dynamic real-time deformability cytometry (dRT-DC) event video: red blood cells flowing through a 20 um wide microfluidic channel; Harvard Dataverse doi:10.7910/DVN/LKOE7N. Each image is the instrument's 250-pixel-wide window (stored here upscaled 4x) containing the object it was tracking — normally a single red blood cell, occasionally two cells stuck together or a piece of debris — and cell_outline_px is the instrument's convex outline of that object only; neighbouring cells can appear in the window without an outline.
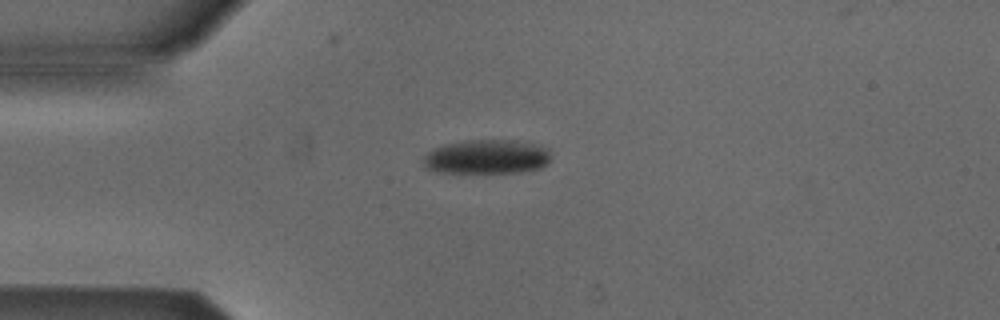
{"species": "Egyptian fruit bat (a non-hibernating species)", "species_latin": "Rousettus aegyptiacus", "temperature_condition": "cold", "stored_images_in_passage": 2, "camera_frame_rate_fps": 3000, "um_per_image_px": 0.085, "animal": {"sex": "male"}, "frame": {"image": 1, "passage_image": 1, "time_ms": 0.0, "image_size_px": [1000, 320], "cell_outline_px": [[548, 160], [540, 168], [520, 172], [440, 172], [424, 168], [424, 156], [428, 152], [444, 144], [464, 140], [516, 140], [548, 148]], "centroid_in_image_um": [41.33, 13.32], "position_along_channel_um": 43.7, "area_um2": 25.14}}